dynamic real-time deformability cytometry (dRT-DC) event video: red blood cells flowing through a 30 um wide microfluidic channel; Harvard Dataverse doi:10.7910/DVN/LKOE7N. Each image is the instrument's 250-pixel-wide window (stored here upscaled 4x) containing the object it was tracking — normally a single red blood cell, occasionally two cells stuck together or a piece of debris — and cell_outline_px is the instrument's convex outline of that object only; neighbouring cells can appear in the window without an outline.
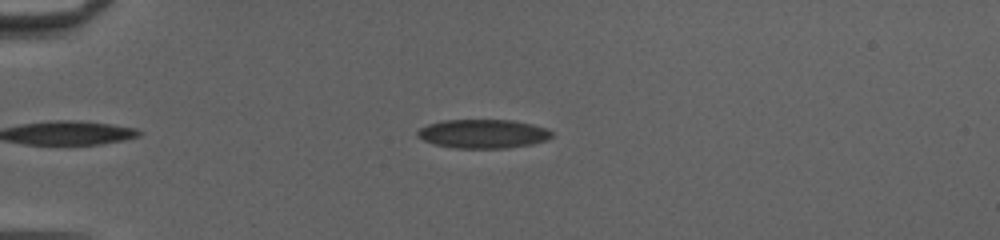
{"species": "common noctule bat (a hibernating species)", "species_latin": "Nyctalus noctula", "temperature_condition": "cold", "stored_images_in_passage": 39, "camera_frame_rate_fps": 3000, "um_per_image_px": 0.085, "animal": {"sex": "female", "body_mass_g": 20.0, "forearm_length_mm": 54.0}, "frame": {"image": 1, "passage_image": 5, "time_ms": 1.333, "image_size_px": [1000, 240], "cell_outline_px": [[552, 136], [544, 140], [532, 144], [508, 148], [456, 148], [436, 144], [424, 140], [416, 136], [416, 132], [420, 128], [428, 124], [444, 120], [512, 120], [532, 124], [548, 128], [552, 132]], "centroid_in_image_um": [41.06, 11.37], "position_along_channel_um": 43.9, "area_um2": 22.54}}
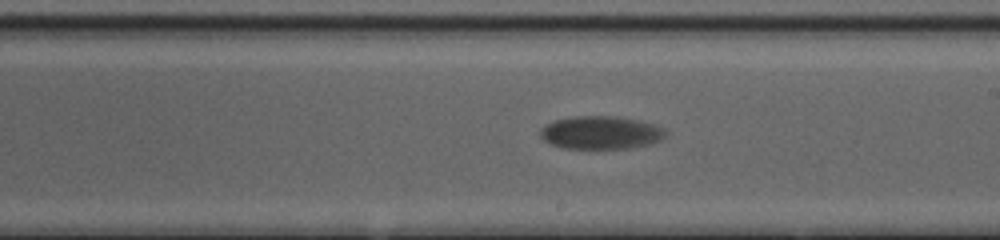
{"frame": {"image": 2, "passage_image": 23, "time_ms": 7.333, "image_size_px": [1000, 240], "cell_outline_px": [[668, 132], [660, 140], [648, 144], [632, 148], [564, 148], [552, 144], [544, 140], [540, 136], [540, 128], [552, 120], [576, 116], [616, 116], [640, 120], [664, 128]], "centroid_in_image_um": [51.06, 11.26], "position_along_channel_um": 237.9, "area_um2": 24.16}}
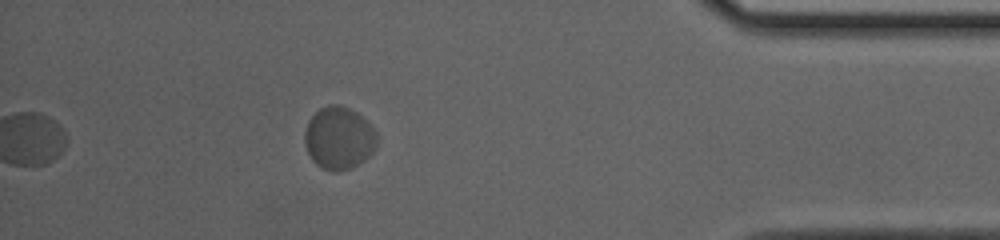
{"frame": {"image": 3, "passage_image": 39, "time_ms": 12.667, "image_size_px": [1000, 240], "cell_outline_px": [[376, 144], [372, 152], [360, 164], [336, 172], [332, 172], [320, 168], [312, 160], [304, 144], [304, 132], [308, 120], [320, 108], [328, 104], [336, 104], [348, 108], [356, 112], [376, 132]], "centroid_in_image_um": [28.76, 11.75], "position_along_channel_um": 406.4, "area_um2": 26.24}}